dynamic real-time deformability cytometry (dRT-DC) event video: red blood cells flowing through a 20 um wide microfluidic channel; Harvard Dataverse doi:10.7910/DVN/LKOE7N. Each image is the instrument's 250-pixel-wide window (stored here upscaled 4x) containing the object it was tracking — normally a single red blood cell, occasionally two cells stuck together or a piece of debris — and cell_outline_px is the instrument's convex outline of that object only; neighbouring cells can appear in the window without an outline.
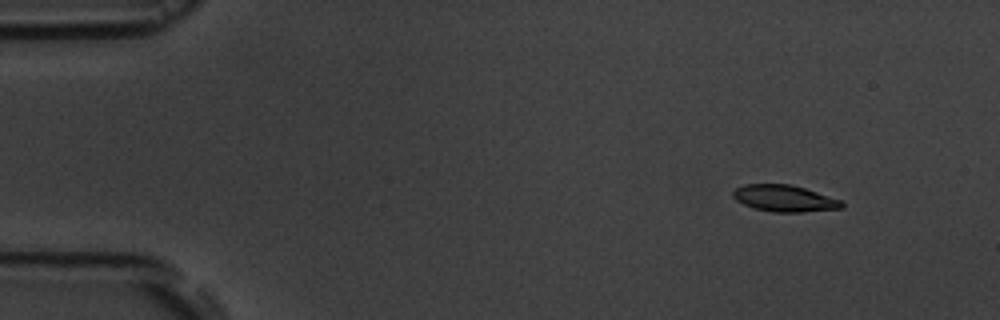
{"species": "common noctule bat (a hibernating species)", "species_latin": "Nyctalus noctula", "temperature_condition": "room temperature", "stored_images_in_passage": 4, "camera_frame_rate_fps": 3000, "um_per_image_px": 0.085, "animal": {"sex": "male", "body_mass_g": 19.5, "forearm_length_mm": 54.6}, "frame": {"image": 1, "passage_image": 1, "time_ms": 0.0, "image_size_px": [1000, 320], "cell_outline_px": [[844, 204], [840, 208], [804, 212], [772, 212], [756, 208], [744, 204], [736, 200], [732, 196], [732, 192], [736, 188], [744, 184], [792, 184], [840, 200]], "centroid_in_image_um": [66.64, 16.86], "position_along_channel_um": 18.4, "area_um2": 16.65}}
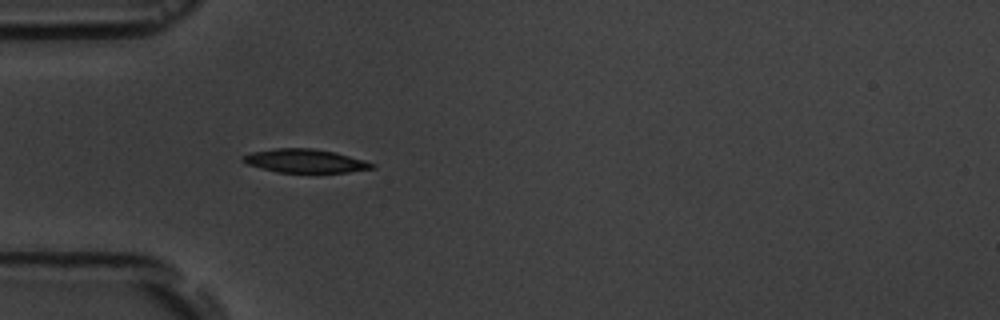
{"frame": {"image": 2, "passage_image": 4, "time_ms": 3.667, "image_size_px": [1000, 320], "cell_outline_px": [[376, 168], [348, 172], [276, 172], [248, 164], [240, 160], [240, 156], [248, 152], [276, 148], [312, 148], [336, 152], [364, 160], [376, 164]], "centroid_in_image_um": [25.91, 13.66], "position_along_channel_um": 59.1, "area_um2": 17.86}}